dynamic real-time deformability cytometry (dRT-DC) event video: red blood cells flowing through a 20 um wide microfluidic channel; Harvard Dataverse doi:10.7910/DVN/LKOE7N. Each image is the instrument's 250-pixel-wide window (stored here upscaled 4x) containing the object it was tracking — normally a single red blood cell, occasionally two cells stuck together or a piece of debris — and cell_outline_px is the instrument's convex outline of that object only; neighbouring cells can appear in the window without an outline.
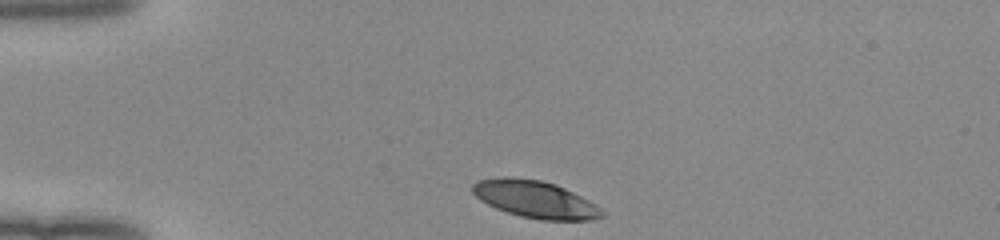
{"species": "human", "species_latin": "Homo sapiens", "temperature_condition": "room temperature", "stored_images_in_passage": 32, "camera_frame_rate_fps": 3000, "um_per_image_px": 0.085, "donor": {"sex": "female"}, "frame": {"image": 1, "passage_image": 1, "time_ms": 0.0, "image_size_px": [1000, 240], "cell_outline_px": [[604, 216], [592, 220], [540, 220], [520, 216], [496, 208], [480, 200], [472, 192], [472, 184], [476, 180], [504, 176], [508, 176], [540, 180], [556, 184], [596, 204], [604, 212]], "centroid_in_image_um": [45.47, 16.93], "position_along_channel_um": 39.5, "area_um2": 28.09}}
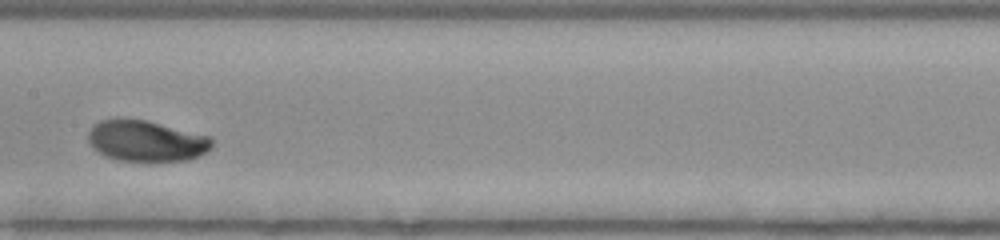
{"frame": {"image": 2, "passage_image": 16, "time_ms": 5.0, "image_size_px": [1000, 240], "cell_outline_px": [[212, 148], [200, 156], [188, 160], [120, 160], [108, 156], [100, 152], [88, 140], [88, 132], [100, 120], [148, 120], [212, 136]], "centroid_in_image_um": [12.53, 11.97], "position_along_channel_um": 194.9, "area_um2": 29.02}}
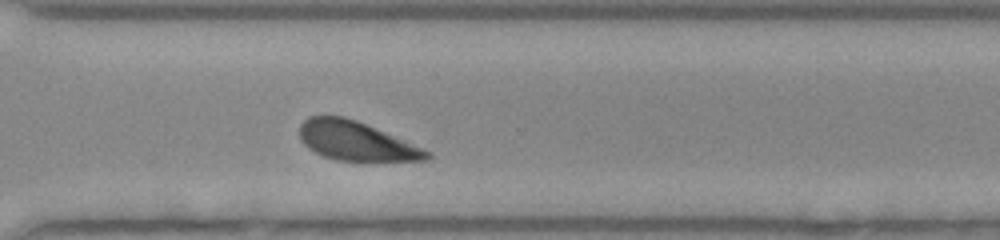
{"frame": {"image": 3, "passage_image": 27, "time_ms": 8.667, "image_size_px": [1000, 240], "cell_outline_px": [[432, 156], [424, 160], [336, 160], [324, 156], [308, 148], [300, 140], [300, 124], [308, 116], [344, 116], [356, 120], [432, 152]], "centroid_in_image_um": [30.22, 11.97], "position_along_channel_um": 340.4, "area_um2": 28.44}, "authors_computed_cell_mechanics": {"area_um2": 29.1601, "velocity_mm_per_s": 3.9605, "shape_relaxation_time_tau1_ms": 1.1483, "shape_relaxation_time_tau2_ms": null, "deformation_change_tau1": 0.1057, "deformation_change_tau2": null}}